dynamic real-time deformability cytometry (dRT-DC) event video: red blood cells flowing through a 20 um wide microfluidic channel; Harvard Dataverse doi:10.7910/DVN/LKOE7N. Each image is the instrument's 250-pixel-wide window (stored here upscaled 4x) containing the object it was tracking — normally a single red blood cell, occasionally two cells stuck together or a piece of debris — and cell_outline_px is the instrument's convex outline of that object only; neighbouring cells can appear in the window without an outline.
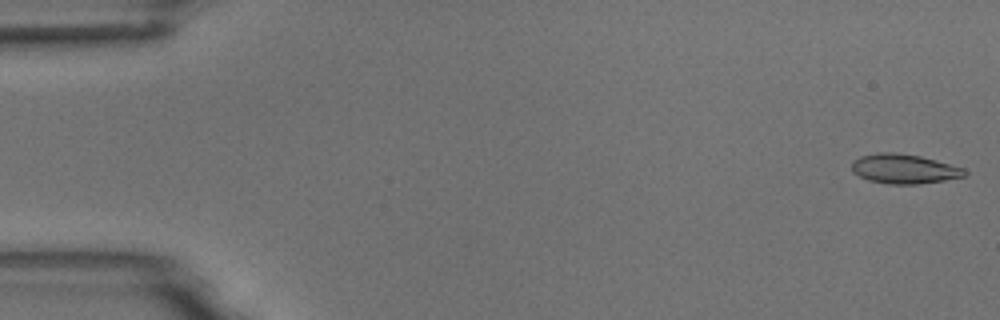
{"species": "common noctule bat (a hibernating species)", "species_latin": "Nyctalus noctula", "temperature_condition": "room temperature", "stored_images_in_passage": 54, "camera_frame_rate_fps": 3000, "um_per_image_px": 0.085, "animal": {"sex": "male", "body_mass_g": 18.8}, "frame": {"image": 1, "passage_image": 1, "time_ms": 0.0, "image_size_px": [1000, 320], "cell_outline_px": [[968, 176], [944, 180], [916, 184], [888, 184], [868, 180], [852, 172], [852, 160], [860, 156], [880, 152], [892, 152], [920, 156], [936, 160], [964, 168], [968, 172]], "centroid_in_image_um": [76.85, 14.35], "position_along_channel_um": 8.1, "area_um2": 19.48}}
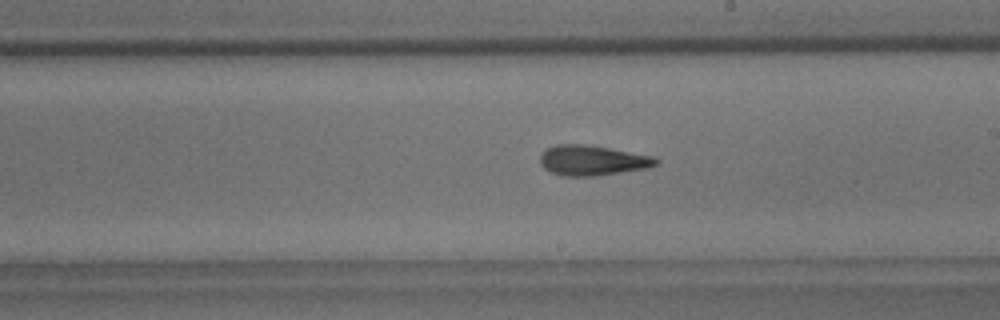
{"frame": {"image": 2, "passage_image": 31, "time_ms": 10.0, "image_size_px": [1000, 320], "cell_outline_px": [[660, 160], [656, 164], [648, 168], [596, 176], [560, 176], [544, 168], [540, 164], [540, 156], [548, 148], [556, 144], [584, 144], [608, 148], [652, 156]], "centroid_in_image_um": [50.33, 13.64], "position_along_channel_um": 238.7, "area_um2": 20.23}}
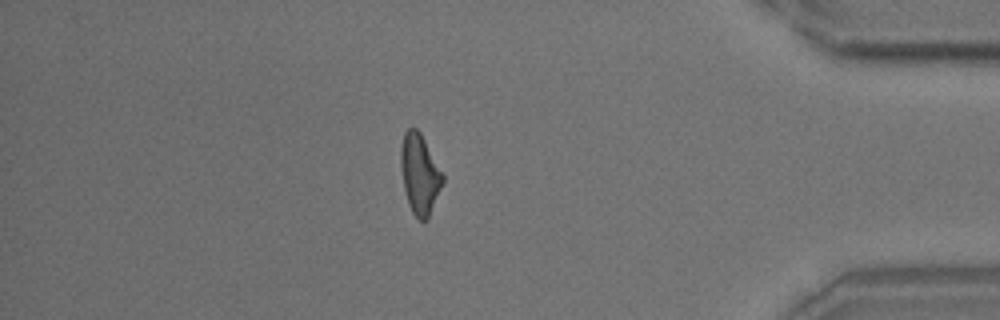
{"frame": {"image": 3, "passage_image": 47, "time_ms": 15.333, "image_size_px": [1000, 320], "cell_outline_px": [[444, 184], [428, 220], [420, 220], [412, 212], [408, 204], [404, 188], [400, 164], [400, 148], [404, 132], [408, 128], [416, 128], [420, 132], [444, 176]], "centroid_in_image_um": [35.68, 14.82], "position_along_channel_um": 399.5, "area_um2": 19.65}, "authors_computed_cell_mechanics": {"area_um2": 19.5364, "velocity_mm_per_s": 3.6936, "shape_relaxation_time_tau1_ms": 10.946, "shape_relaxation_time_tau2_ms": 2.6439, "deformation_change_tau1": 0.2563, "deformation_change_tau2": 0.1251}}